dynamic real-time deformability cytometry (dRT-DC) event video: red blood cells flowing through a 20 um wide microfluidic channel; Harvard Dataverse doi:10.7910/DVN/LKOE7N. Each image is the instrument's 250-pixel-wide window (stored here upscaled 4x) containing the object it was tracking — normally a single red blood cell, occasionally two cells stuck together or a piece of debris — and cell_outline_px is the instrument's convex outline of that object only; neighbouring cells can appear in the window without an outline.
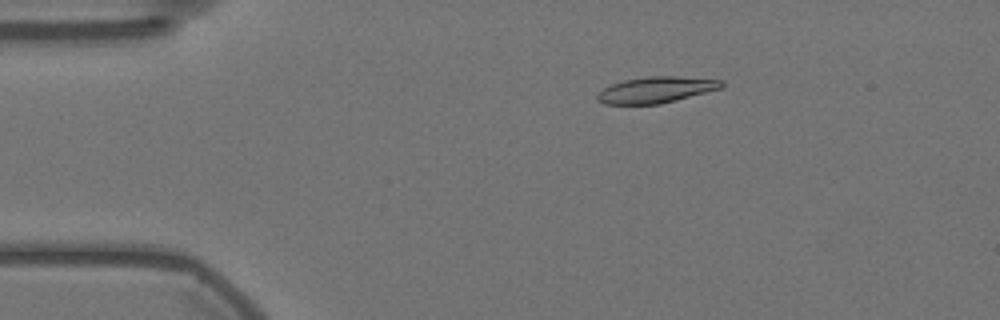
{"species": "Egyptian fruit bat (a non-hibernating species)", "species_latin": "Rousettus aegyptiacus", "temperature_condition": "warm", "stored_images_in_passage": 57, "camera_frame_rate_fps": 3000, "um_per_image_px": 0.085, "animal": {"sex": "female"}, "frame": {"image": 1, "passage_image": 10, "time_ms": 3.0, "image_size_px": [1000, 320], "cell_outline_px": [[724, 84], [720, 88], [676, 100], [660, 104], [604, 104], [596, 100], [596, 96], [604, 88], [612, 84], [624, 80], [648, 76], [676, 76], [724, 80]], "centroid_in_image_um": [55.75, 7.63], "position_along_channel_um": 29.3, "area_um2": 18.79}}
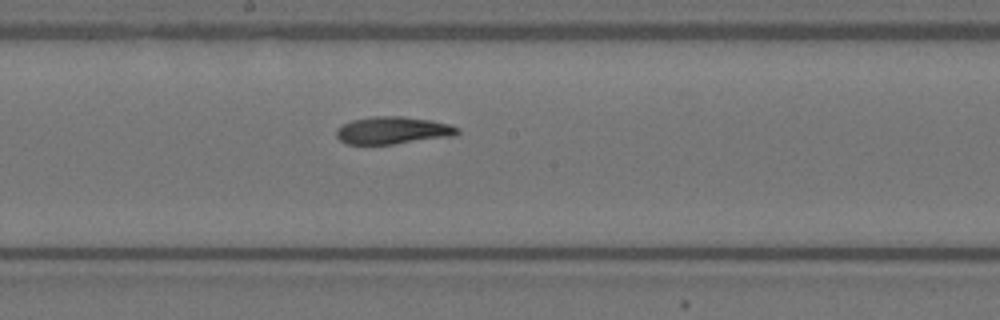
{"frame": {"image": 2, "passage_image": 30, "time_ms": 9.667, "image_size_px": [1000, 320], "cell_outline_px": [[460, 132], [456, 136], [392, 144], [348, 144], [340, 140], [336, 136], [336, 128], [352, 120], [372, 116], [404, 116], [432, 120], [448, 124], [460, 128]], "centroid_in_image_um": [33.42, 11.08], "position_along_channel_um": 214.8, "area_um2": 19.48}}
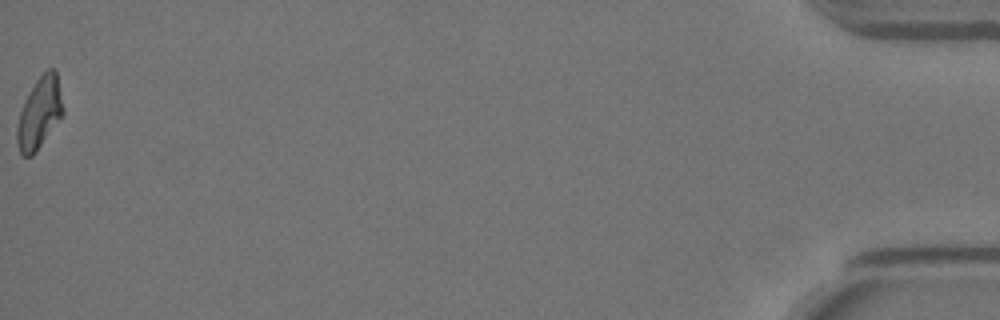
{"frame": {"image": 3, "passage_image": 57, "time_ms": 18.667, "image_size_px": [1000, 320], "cell_outline_px": [[64, 112], [36, 152], [32, 156], [24, 156], [20, 152], [16, 144], [16, 128], [20, 112], [28, 92], [36, 80], [48, 68], [56, 68], [64, 108]], "centroid_in_image_um": [3.35, 9.59], "position_along_channel_um": 431.9, "area_um2": 19.13}, "authors_computed_cell_mechanics": {"area_um2": 19.4208, "velocity_mm_per_s": 3.5528, "shape_relaxation_time_tau1_ms": 10.8225, "shape_relaxation_time_tau2_ms": 5.3337, "deformation_change_tau1": 0.2845, "deformation_change_tau2": 0.1304}}